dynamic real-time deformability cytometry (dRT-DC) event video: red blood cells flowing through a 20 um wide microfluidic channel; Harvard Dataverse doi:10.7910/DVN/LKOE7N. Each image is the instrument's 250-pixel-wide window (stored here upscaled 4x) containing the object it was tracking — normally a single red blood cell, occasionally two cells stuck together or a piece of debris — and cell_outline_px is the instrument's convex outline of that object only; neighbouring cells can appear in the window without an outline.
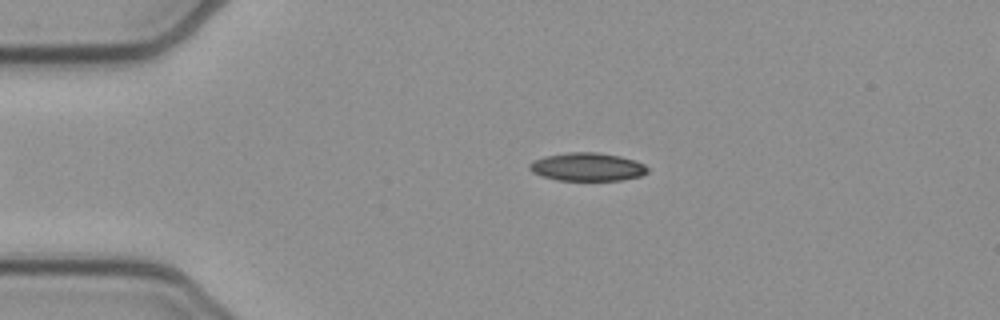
{"species": "common noctule bat (a hibernating species)", "species_latin": "Nyctalus noctula", "temperature_condition": "cold", "stored_images_in_passage": 12, "camera_frame_rate_fps": 3000, "um_per_image_px": 0.085, "animal": {"sex": "female", "body_mass_g": 21.9}, "frame": {"image": 1, "passage_image": 5, "time_ms": 1.333, "image_size_px": [1000, 320], "cell_outline_px": [[648, 172], [640, 176], [620, 180], [556, 180], [532, 172], [528, 168], [528, 164], [532, 160], [544, 156], [568, 152], [596, 152], [620, 156], [636, 160], [644, 164], [648, 168]], "centroid_in_image_um": [49.9, 14.17], "position_along_channel_um": 35.1, "area_um2": 19.48}}